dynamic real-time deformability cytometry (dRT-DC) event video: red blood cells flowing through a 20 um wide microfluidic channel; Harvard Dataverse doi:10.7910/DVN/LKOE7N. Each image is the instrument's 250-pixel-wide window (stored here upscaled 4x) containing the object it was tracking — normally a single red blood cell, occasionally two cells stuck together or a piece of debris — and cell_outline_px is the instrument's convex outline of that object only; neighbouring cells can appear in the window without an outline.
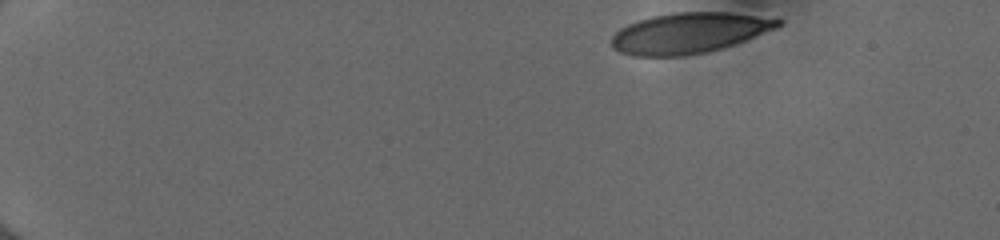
{"species": "human", "species_latin": "Homo sapiens", "temperature_condition": "cold", "stored_images_in_passage": 45, "camera_frame_rate_fps": 3000, "um_per_image_px": 0.085, "donor": {"sex": "female"}, "frame": {"image": 1, "passage_image": 1, "time_ms": 0.0, "image_size_px": [1000, 240], "cell_outline_px": [[784, 24], [776, 28], [744, 40], [720, 48], [704, 52], [680, 56], [632, 56], [620, 52], [612, 48], [612, 36], [620, 28], [628, 24], [652, 16], [676, 12], [732, 12], [784, 20]], "centroid_in_image_um": [58.55, 2.8], "position_along_channel_um": 26.5, "area_um2": 39.02}}
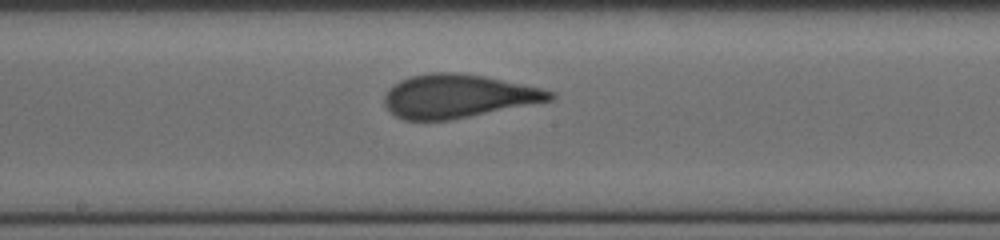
{"frame": {"image": 2, "passage_image": 24, "time_ms": 7.667, "image_size_px": [1000, 240], "cell_outline_px": [[556, 96], [552, 100], [448, 120], [404, 120], [396, 116], [384, 104], [384, 96], [388, 88], [400, 80], [412, 76], [432, 72], [452, 72], [484, 76], [540, 88], [556, 92]], "centroid_in_image_um": [38.9, 8.17], "position_along_channel_um": 209.3, "area_um2": 41.5}}
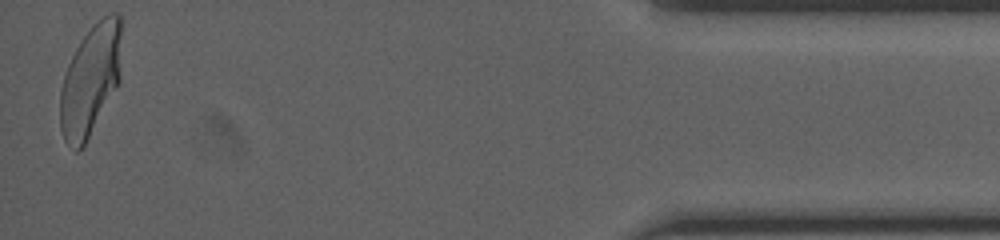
{"frame": {"image": 3, "passage_image": 45, "time_ms": 14.667, "image_size_px": [1000, 240], "cell_outline_px": [[120, 80], [84, 144], [76, 152], [64, 140], [60, 128], [60, 92], [64, 76], [68, 64], [76, 48], [84, 36], [108, 12], [120, 12]], "centroid_in_image_um": [7.68, 6.81], "position_along_channel_um": 427.5, "area_um2": 38.9}, "authors_computed_cell_mechanics": {"area_um2": 40.749, "velocity_mm_per_s": 4.0211, "shape_relaxation_time_tau1_ms": 5.9982, "shape_relaxation_time_tau2_ms": null, "deformation_change_tau1": 0.1984, "deformation_change_tau2": null}}